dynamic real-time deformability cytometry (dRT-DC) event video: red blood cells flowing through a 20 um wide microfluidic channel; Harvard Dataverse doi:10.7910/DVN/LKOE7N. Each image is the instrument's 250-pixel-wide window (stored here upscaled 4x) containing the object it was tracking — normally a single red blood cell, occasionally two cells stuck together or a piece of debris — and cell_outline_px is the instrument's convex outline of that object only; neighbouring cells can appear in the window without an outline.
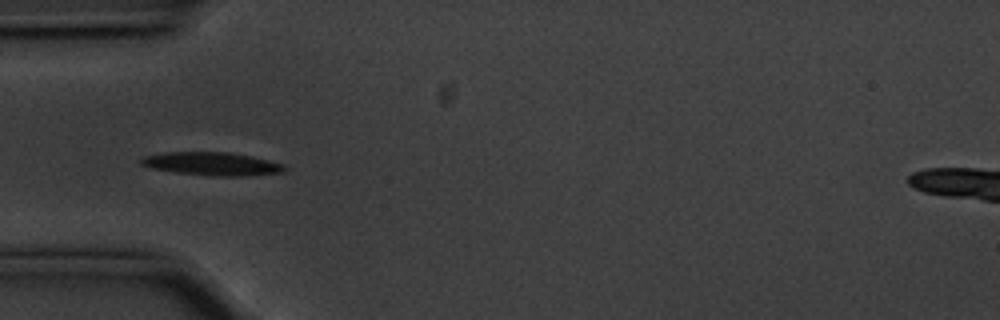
{"species": "common noctule bat (a hibernating species)", "species_latin": "Nyctalus noctula", "temperature_condition": "cold", "stored_images_in_passage": 8, "camera_frame_rate_fps": 3000, "um_per_image_px": 0.085, "animal": {"sex": "male", "body_mass_g": 20.1, "forearm_length_mm": 53.5}, "frame": {"image": 1, "passage_image": 1, "time_ms": 0.0, "image_size_px": [1000, 320], "cell_outline_px": [[284, 172], [240, 176], [220, 176], [176, 172], [152, 168], [140, 164], [140, 160], [144, 156], [168, 152], [228, 152], [252, 156], [284, 164]], "centroid_in_image_um": [18.02, 13.91], "position_along_channel_um": 67.0, "area_um2": 19.07}}